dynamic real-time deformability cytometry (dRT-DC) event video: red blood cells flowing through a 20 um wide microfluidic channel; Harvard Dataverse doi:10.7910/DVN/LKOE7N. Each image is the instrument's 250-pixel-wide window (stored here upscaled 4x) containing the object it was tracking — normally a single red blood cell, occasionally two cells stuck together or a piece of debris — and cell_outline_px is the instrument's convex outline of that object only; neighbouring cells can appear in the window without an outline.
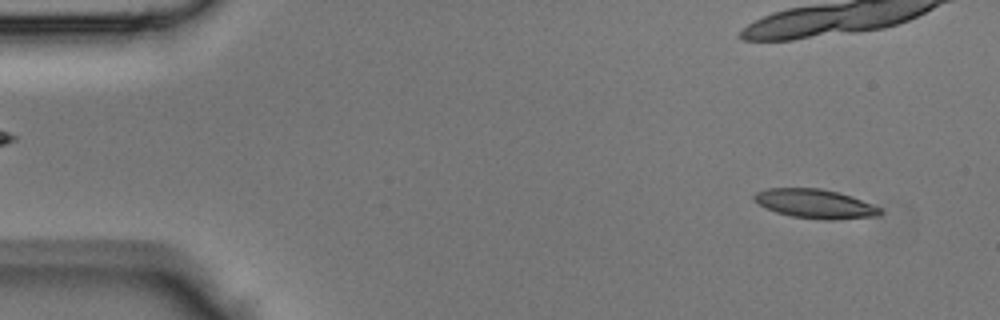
{"species": "Egyptian fruit bat (a non-hibernating species)", "species_latin": "Rousettus aegyptiacus", "temperature_condition": "room temperature", "stored_images_in_passage": 16, "camera_frame_rate_fps": 3000, "um_per_image_px": 0.085, "animal": {"sex": "male"}, "frame": {"image": 1, "passage_image": 3, "time_ms": 0.667, "image_size_px": [1000, 320], "cell_outline_px": [[884, 212], [880, 216], [832, 220], [824, 220], [792, 216], [776, 212], [752, 200], [752, 196], [756, 192], [768, 188], [820, 188], [852, 196], [880, 208]], "centroid_in_image_um": [69.29, 17.32], "position_along_channel_um": 15.7, "area_um2": 21.33}}